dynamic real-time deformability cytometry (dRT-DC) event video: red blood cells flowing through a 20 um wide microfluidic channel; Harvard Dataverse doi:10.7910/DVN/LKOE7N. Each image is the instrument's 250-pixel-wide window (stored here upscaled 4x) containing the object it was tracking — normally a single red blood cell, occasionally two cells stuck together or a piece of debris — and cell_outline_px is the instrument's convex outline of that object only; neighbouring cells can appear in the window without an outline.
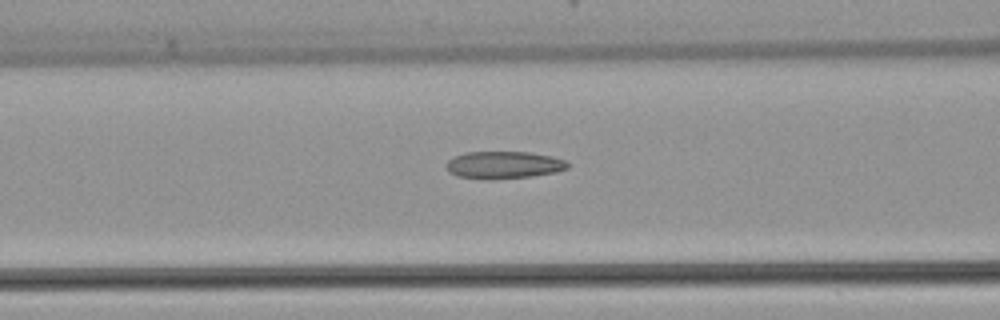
{"species": "common noctule bat (a hibernating species)", "species_latin": "Nyctalus noctula", "temperature_condition": "warm", "stored_images_in_passage": 40, "camera_frame_rate_fps": 3000, "um_per_image_px": 0.085, "animal": {"sex": "female", "body_mass_g": 22.7, "forearm_length_mm": 54.2}, "frame": {"image": 1, "passage_image": 20, "time_ms": 6.333, "image_size_px": [1000, 320], "cell_outline_px": [[568, 168], [556, 172], [532, 176], [492, 180], [456, 176], [448, 172], [444, 164], [448, 160], [464, 152], [528, 152], [552, 156], [568, 160]], "centroid_in_image_um": [42.81, 14.02], "position_along_channel_um": 123.8, "area_um2": 19.59}}
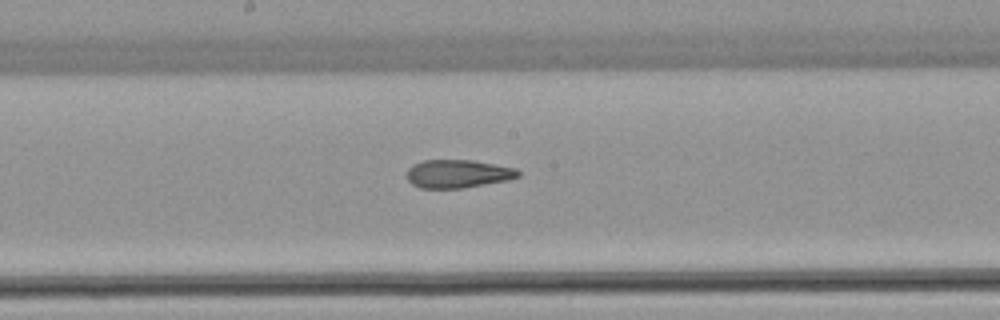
{"frame": {"image": 2, "passage_image": 26, "time_ms": 8.333, "image_size_px": [1000, 320], "cell_outline_px": [[520, 176], [508, 180], [464, 188], [420, 188], [412, 184], [408, 180], [408, 168], [412, 164], [424, 160], [472, 160], [516, 168], [520, 172]], "centroid_in_image_um": [38.92, 14.77], "position_along_channel_um": 209.3, "area_um2": 18.32}}
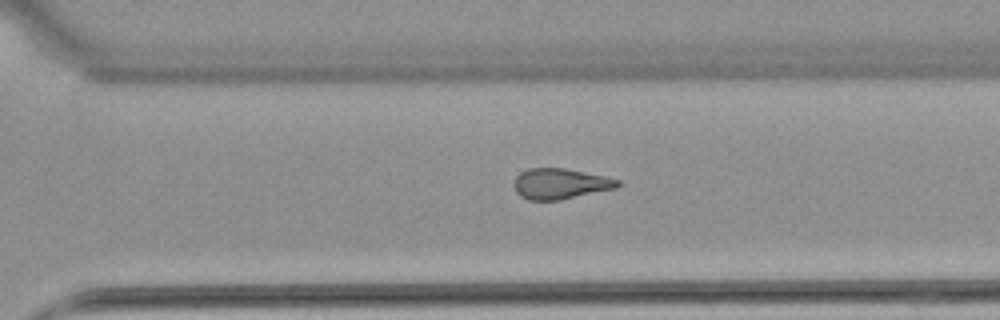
{"frame": {"image": 3, "passage_image": 34, "time_ms": 11.0, "image_size_px": [1000, 320], "cell_outline_px": [[620, 184], [616, 188], [560, 200], [528, 200], [520, 196], [516, 192], [516, 176], [520, 172], [528, 168], [564, 168], [608, 176], [620, 180]], "centroid_in_image_um": [47.65, 15.61], "position_along_channel_um": 322.9, "area_um2": 18.5}}